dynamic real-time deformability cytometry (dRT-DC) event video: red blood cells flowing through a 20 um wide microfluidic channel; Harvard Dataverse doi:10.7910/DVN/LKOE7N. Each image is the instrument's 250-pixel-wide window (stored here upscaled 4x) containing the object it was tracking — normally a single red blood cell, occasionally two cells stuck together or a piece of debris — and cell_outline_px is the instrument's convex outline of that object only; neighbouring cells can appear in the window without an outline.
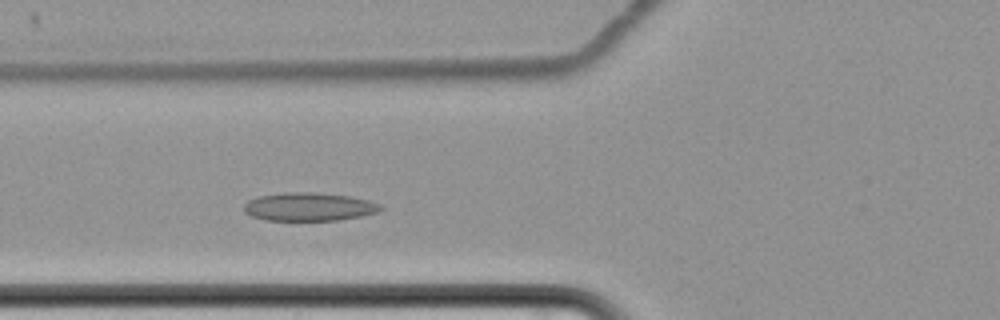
{"species": "common noctule bat (a hibernating species)", "species_latin": "Nyctalus noctula", "temperature_condition": "cold", "stored_images_in_passage": 4, "camera_frame_rate_fps": 3000, "um_per_image_px": 0.085, "animal": {"sex": "female", "body_mass_g": 22.7, "forearm_length_mm": 54.2}, "frame": {"image": 1, "passage_image": 4, "time_ms": 4.667, "image_size_px": [1000, 320], "cell_outline_px": [[384, 208], [380, 212], [360, 216], [336, 220], [264, 220], [252, 216], [244, 212], [244, 204], [248, 200], [260, 196], [284, 192], [316, 192], [348, 196], [368, 200], [380, 204]], "centroid_in_image_um": [26.27, 17.57], "position_along_channel_um": 99.5, "area_um2": 22.54}}